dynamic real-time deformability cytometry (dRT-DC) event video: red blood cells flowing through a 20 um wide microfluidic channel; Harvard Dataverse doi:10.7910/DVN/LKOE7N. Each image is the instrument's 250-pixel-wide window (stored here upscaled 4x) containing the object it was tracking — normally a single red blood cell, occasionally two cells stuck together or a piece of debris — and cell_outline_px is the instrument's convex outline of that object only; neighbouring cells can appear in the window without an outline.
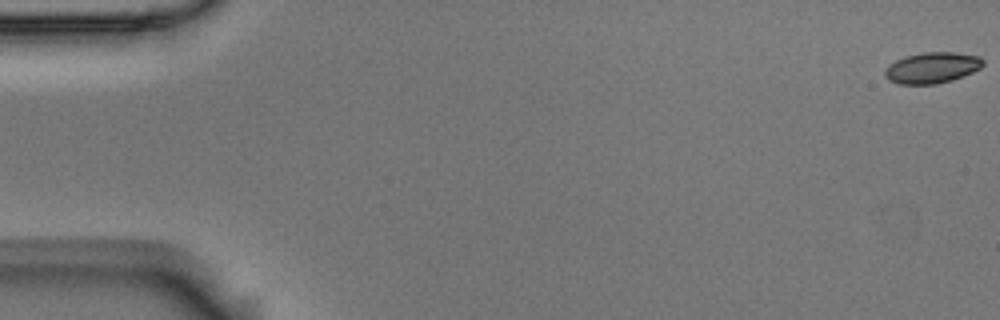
{"species": "Egyptian fruit bat (a non-hibernating species)", "species_latin": "Rousettus aegyptiacus", "temperature_condition": "room temperature", "stored_images_in_passage": 6, "camera_frame_rate_fps": 3000, "um_per_image_px": 0.085, "animal": {"sex": "male"}, "frame": {"image": 1, "passage_image": 1, "time_ms": 0.0, "image_size_px": [1000, 320], "cell_outline_px": [[984, 64], [980, 68], [972, 72], [952, 80], [936, 84], [900, 84], [888, 80], [884, 76], [884, 72], [888, 64], [904, 56], [924, 52], [956, 52], [980, 56], [984, 60]], "centroid_in_image_um": [79.21, 5.75], "position_along_channel_um": 5.8, "area_um2": 17.86}}
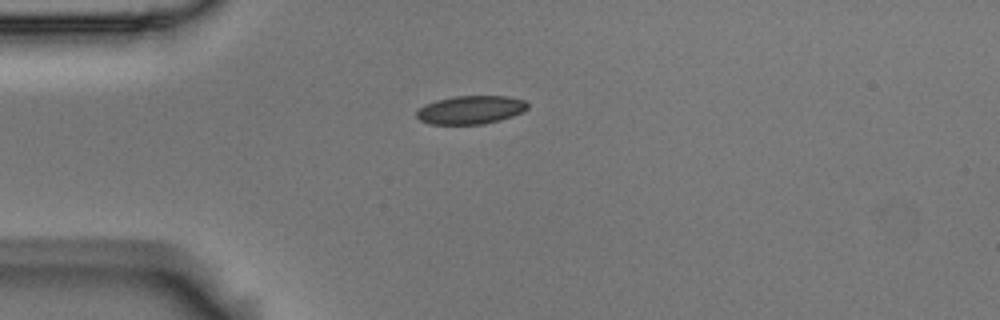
{"frame": {"image": 2, "passage_image": 5, "time_ms": 1.333, "image_size_px": [1000, 320], "cell_outline_px": [[528, 108], [512, 116], [500, 120], [484, 124], [428, 124], [420, 120], [416, 116], [416, 112], [424, 104], [436, 100], [456, 96], [508, 96], [524, 100], [528, 104]], "centroid_in_image_um": [39.98, 9.34], "position_along_channel_um": 45.0, "area_um2": 18.32}}
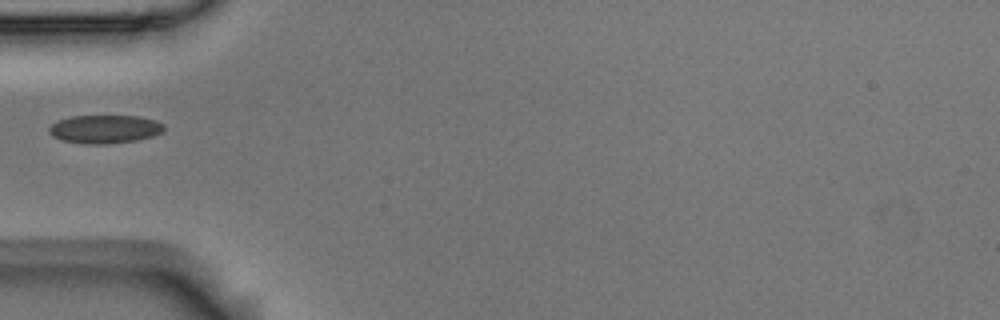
{"frame": {"image": 3, "passage_image": 6, "time_ms": 1.667, "image_size_px": [1000, 320], "cell_outline_px": [[164, 128], [160, 132], [152, 136], [136, 140], [104, 144], [84, 144], [60, 140], [52, 136], [48, 132], [48, 128], [56, 120], [72, 116], [136, 116], [156, 120], [164, 124]], "centroid_in_image_um": [8.85, 10.97], "position_along_channel_um": 76.2, "area_um2": 19.02}}